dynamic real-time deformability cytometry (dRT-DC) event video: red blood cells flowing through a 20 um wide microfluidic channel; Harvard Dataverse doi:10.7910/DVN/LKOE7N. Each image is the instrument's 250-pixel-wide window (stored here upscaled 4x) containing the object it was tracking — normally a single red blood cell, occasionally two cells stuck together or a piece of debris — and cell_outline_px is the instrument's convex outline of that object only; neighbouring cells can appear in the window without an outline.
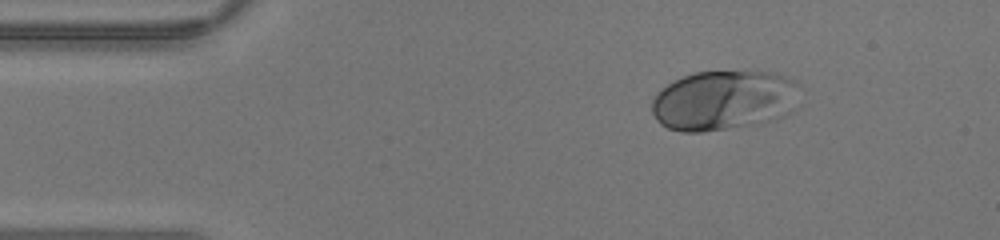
{"species": "human", "species_latin": "Homo sapiens", "temperature_condition": "warm", "stored_images_in_passage": 37, "camera_frame_rate_fps": 3000, "um_per_image_px": 0.085, "donor": {"sex": "male"}, "frame": {"image": 1, "passage_image": 1, "time_ms": 0.0, "image_size_px": [1000, 240], "cell_outline_px": [[796, 84], [788, 112], [784, 116], [776, 120], [760, 124], [704, 132], [680, 132], [668, 128], [660, 124], [656, 120], [652, 112], [652, 100], [668, 84], [684, 76], [696, 72], [768, 72], [784, 76], [792, 80]], "centroid_in_image_um": [61.43, 8.57], "position_along_channel_um": 23.6, "area_um2": 50.81}}
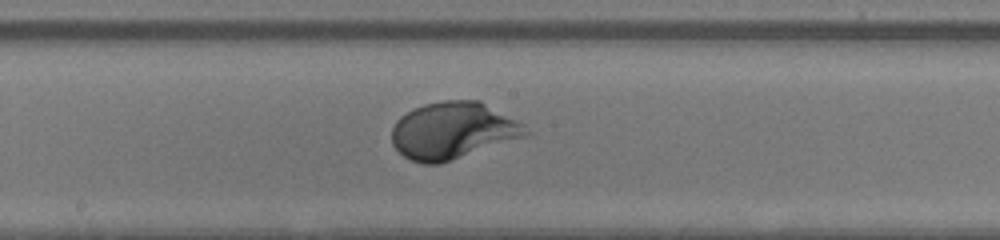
{"frame": {"image": 2, "passage_image": 17, "time_ms": 5.333, "image_size_px": [1000, 240], "cell_outline_px": [[532, 136], [440, 164], [424, 164], [412, 160], [404, 156], [392, 144], [392, 128], [396, 120], [400, 116], [412, 108], [424, 104], [440, 100], [480, 100], [524, 124], [532, 132]], "centroid_in_image_um": [38.56, 11.11], "position_along_channel_um": 209.6, "area_um2": 45.26}}
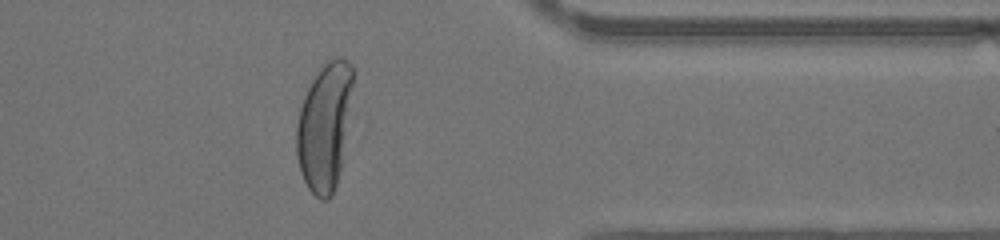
{"frame": {"image": 3, "passage_image": 29, "time_ms": 9.333, "image_size_px": [1000, 240], "cell_outline_px": [[356, 72], [340, 172], [332, 196], [328, 200], [320, 200], [308, 188], [300, 172], [296, 156], [296, 128], [300, 108], [304, 96], [312, 80], [320, 68], [332, 56], [340, 56], [352, 64]], "centroid_in_image_um": [27.61, 10.71], "position_along_channel_um": 383.8, "area_um2": 42.48}}